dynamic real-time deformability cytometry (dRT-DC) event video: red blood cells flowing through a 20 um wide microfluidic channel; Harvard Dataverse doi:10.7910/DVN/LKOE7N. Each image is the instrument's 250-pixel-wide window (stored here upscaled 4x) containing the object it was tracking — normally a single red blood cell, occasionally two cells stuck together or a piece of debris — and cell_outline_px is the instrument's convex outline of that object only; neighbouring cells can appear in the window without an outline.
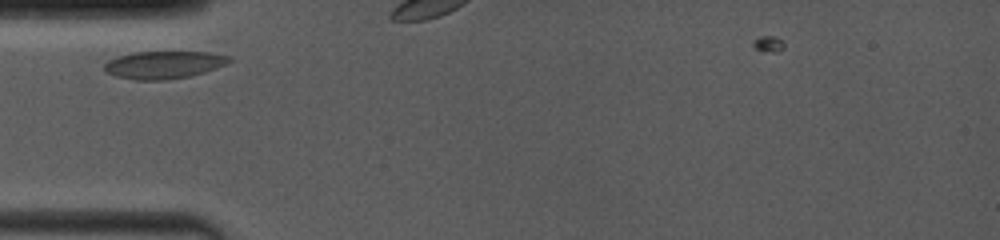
{"species": "common noctule bat (a hibernating species)", "species_latin": "Nyctalus noctula", "temperature_condition": "room temperature", "stored_images_in_passage": 27, "camera_frame_rate_fps": 4000, "um_per_image_px": 0.085, "animal": {"sex": "female", "body_mass_g": 19.0, "forearm_length_mm": 53.3}, "frame": {"image": 1, "passage_image": 1, "time_ms": 0.0, "image_size_px": [1000, 240], "cell_outline_px": [[232, 60], [216, 68], [204, 72], [188, 76], [164, 80], [136, 80], [116, 76], [108, 72], [104, 68], [104, 64], [108, 60], [116, 56], [132, 52], [208, 52], [232, 56]], "centroid_in_image_um": [13.91, 5.5], "position_along_channel_um": 71.1, "area_um2": 20.0}}
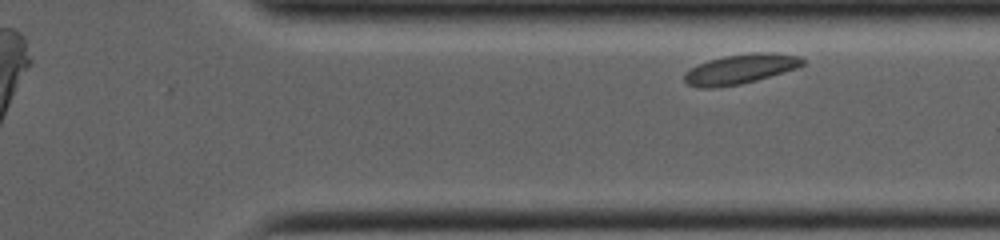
{"frame": {"image": 2, "passage_image": 27, "time_ms": 7.5, "image_size_px": [1000, 240], "cell_outline_px": [[804, 64], [796, 68], [756, 80], [740, 84], [712, 88], [696, 88], [688, 84], [684, 80], [684, 72], [696, 64], [708, 60], [724, 56], [752, 52], [776, 52], [800, 56], [804, 60]], "centroid_in_image_um": [62.89, 5.86], "position_along_channel_um": 348.5, "area_um2": 20.63}}